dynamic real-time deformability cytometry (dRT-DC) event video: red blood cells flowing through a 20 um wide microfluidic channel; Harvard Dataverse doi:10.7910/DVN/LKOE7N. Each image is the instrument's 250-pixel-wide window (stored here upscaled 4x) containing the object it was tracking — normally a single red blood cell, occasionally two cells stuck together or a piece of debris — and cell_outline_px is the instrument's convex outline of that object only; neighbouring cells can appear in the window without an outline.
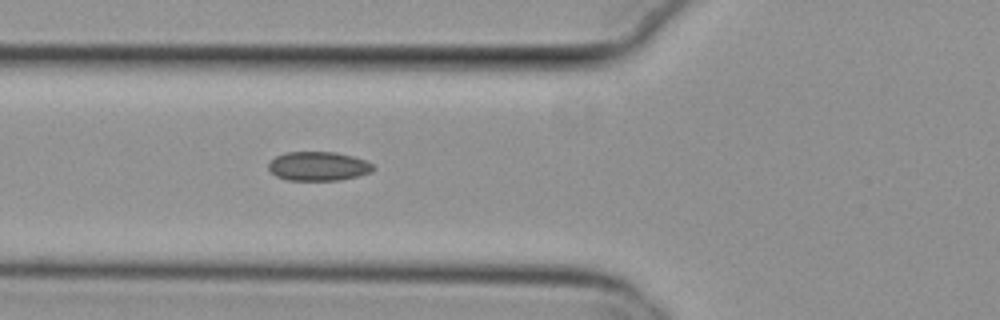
{"species": "common noctule bat (a hibernating species)", "species_latin": "Nyctalus noctula", "temperature_condition": "cold", "stored_images_in_passage": 37, "camera_frame_rate_fps": 3000, "um_per_image_px": 0.085, "animal": {"sex": "female", "body_mass_g": 29.2, "forearm_length_mm": 56.3}, "frame": {"image": 1, "passage_image": 7, "time_ms": 2.0, "image_size_px": [1000, 320], "cell_outline_px": [[376, 168], [372, 172], [340, 180], [288, 180], [276, 176], [268, 168], [268, 164], [276, 156], [284, 152], [336, 152], [352, 156], [364, 160], [372, 164]], "centroid_in_image_um": [27.06, 14.12], "position_along_channel_um": 98.7, "area_um2": 17.69}}
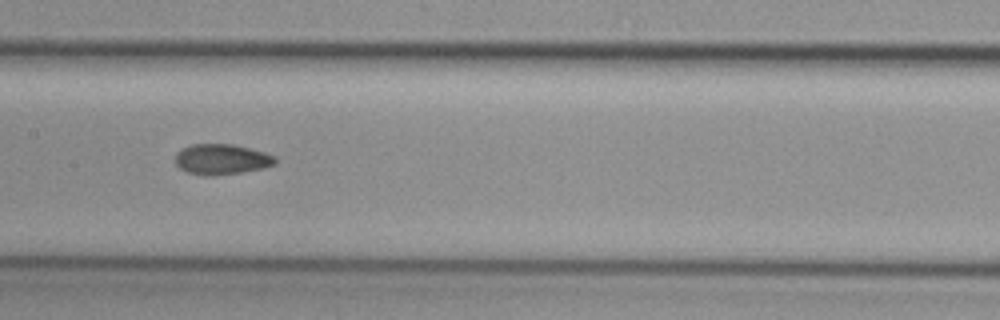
{"frame": {"image": 2, "passage_image": 14, "time_ms": 4.333, "image_size_px": [1000, 320], "cell_outline_px": [[276, 164], [264, 168], [240, 172], [212, 176], [204, 176], [188, 172], [180, 168], [176, 164], [176, 152], [180, 148], [192, 144], [232, 144], [264, 152], [276, 156]], "centroid_in_image_um": [18.82, 13.54], "position_along_channel_um": 188.6, "area_um2": 17.8}}
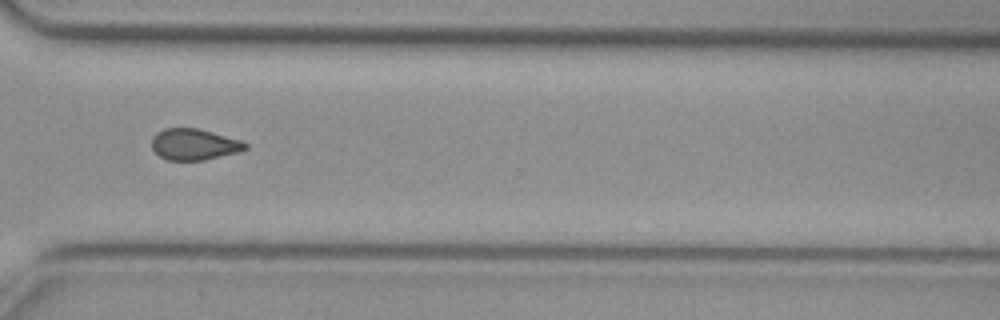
{"frame": {"image": 3, "passage_image": 27, "time_ms": 8.667, "image_size_px": [1000, 320], "cell_outline_px": [[248, 148], [240, 152], [204, 160], [168, 160], [160, 156], [152, 148], [152, 136], [156, 132], [164, 128], [196, 128], [244, 140], [248, 144]], "centroid_in_image_um": [16.54, 12.27], "position_along_channel_um": 354.1, "area_um2": 17.22}, "authors_computed_cell_mechanics": {"area_um2": 17.6868, "velocity_mm_per_s": 3.8232, "shape_relaxation_time_tau1_ms": 8.2565, "shape_relaxation_time_tau2_ms": 4.2351, "deformation_change_tau1": 0.1027, "deformation_change_tau2": 0.0776}}